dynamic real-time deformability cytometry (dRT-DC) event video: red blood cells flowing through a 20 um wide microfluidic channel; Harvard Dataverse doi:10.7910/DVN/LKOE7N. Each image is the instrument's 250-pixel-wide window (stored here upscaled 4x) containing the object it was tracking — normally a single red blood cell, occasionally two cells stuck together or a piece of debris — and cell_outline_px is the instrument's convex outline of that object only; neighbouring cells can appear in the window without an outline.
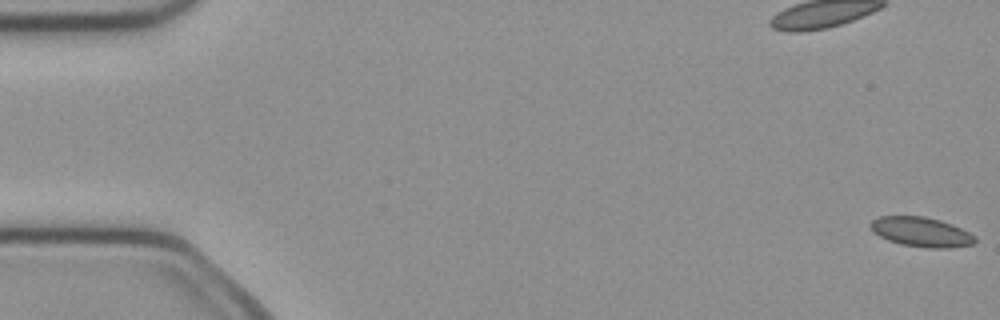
{"species": "common noctule bat (a hibernating species)", "species_latin": "Nyctalus noctula", "temperature_condition": "cold", "stored_images_in_passage": 52, "camera_frame_rate_fps": 3000, "um_per_image_px": 0.085, "animal": {"sex": "female", "body_mass_g": 21.9}, "frame": {"image": 1, "passage_image": 1, "time_ms": 0.0, "image_size_px": [1000, 320], "cell_outline_px": [[976, 240], [972, 244], [948, 248], [928, 248], [900, 244], [888, 240], [872, 232], [868, 224], [872, 220], [880, 216], [924, 216], [940, 220], [952, 224], [976, 236]], "centroid_in_image_um": [78.27, 19.71], "position_along_channel_um": 6.7, "area_um2": 18.09}}
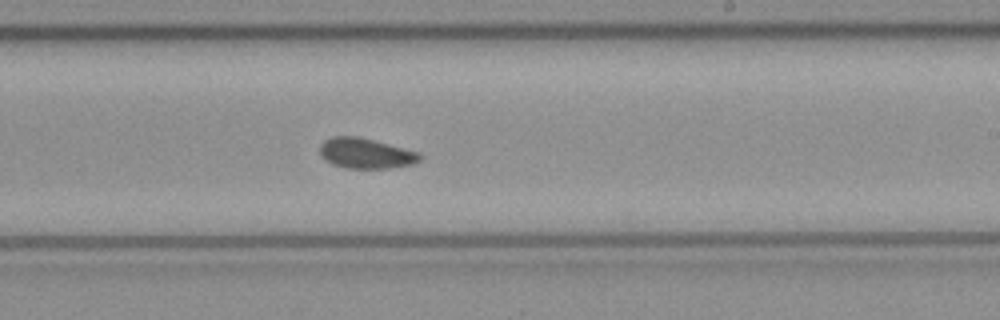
{"frame": {"image": 2, "passage_image": 31, "time_ms": 10.0, "image_size_px": [1000, 320], "cell_outline_px": [[424, 156], [420, 160], [412, 164], [388, 168], [344, 168], [332, 164], [320, 156], [320, 144], [324, 140], [332, 136], [360, 136], [420, 152]], "centroid_in_image_um": [31.09, 13.02], "position_along_channel_um": 257.9, "area_um2": 17.92}}
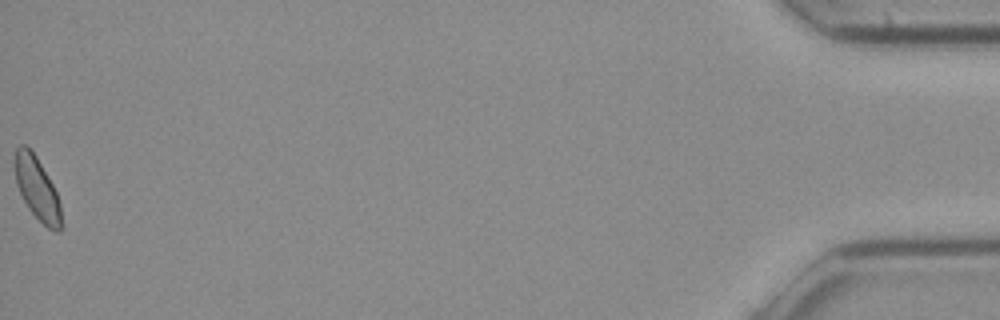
{"frame": {"image": 3, "passage_image": 52, "time_ms": 17.0, "image_size_px": [1000, 320], "cell_outline_px": [[64, 224], [60, 232], [56, 232], [48, 228], [28, 208], [16, 184], [16, 148], [20, 144], [24, 144], [36, 156], [52, 184], [56, 192], [60, 204]], "centroid_in_image_um": [3.2, 16.1], "position_along_channel_um": 432.0, "area_um2": 16.7}, "authors_computed_cell_mechanics": {"area_um2": 17.8891, "velocity_mm_per_s": 3.996, "shape_relaxation_time_tau1_ms": null, "shape_relaxation_time_tau2_ms": 3.7968, "deformation_change_tau1": null, "deformation_change_tau2": 0.0743}}